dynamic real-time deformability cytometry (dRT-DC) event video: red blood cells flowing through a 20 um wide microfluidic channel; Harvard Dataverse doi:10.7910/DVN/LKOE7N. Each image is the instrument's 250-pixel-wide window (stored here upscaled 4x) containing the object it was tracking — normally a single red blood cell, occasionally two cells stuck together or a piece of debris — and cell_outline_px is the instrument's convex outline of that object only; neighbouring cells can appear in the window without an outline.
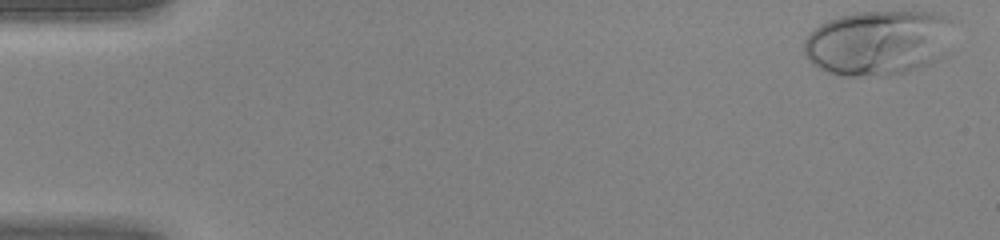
{"species": "human", "species_latin": "Homo sapiens", "temperature_condition": "warm", "stored_images_in_passage": 44, "camera_frame_rate_fps": 3000, "um_per_image_px": 0.085, "donor": {"sex": "female"}, "frame": {"image": 1, "passage_image": 1, "time_ms": 0.0, "image_size_px": [1000, 240], "cell_outline_px": [[956, 20], [940, 56], [932, 64], [924, 68], [888, 76], [840, 76], [828, 72], [812, 64], [808, 60], [804, 52], [804, 40], [820, 24], [828, 20], [840, 16], [856, 12], [936, 12], [948, 16]], "centroid_in_image_um": [74.66, 3.64], "position_along_channel_um": 10.3, "area_um2": 57.11}}
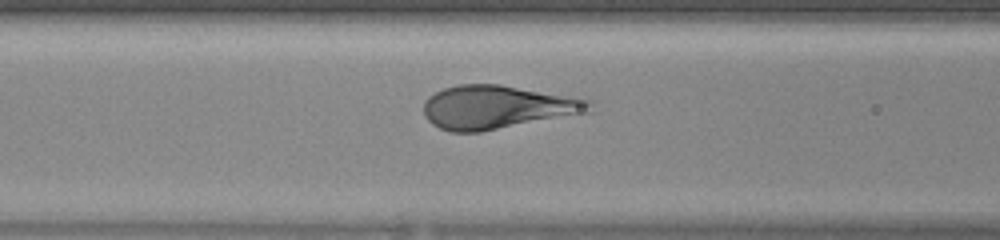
{"frame": {"image": 2, "passage_image": 18, "time_ms": 5.667, "image_size_px": [1000, 240], "cell_outline_px": [[596, 112], [480, 132], [448, 132], [432, 124], [424, 116], [424, 100], [428, 96], [444, 88], [456, 84], [500, 84], [596, 100]], "centroid_in_image_um": [42.38, 9.11], "position_along_channel_um": 124.2, "area_um2": 43.06}}
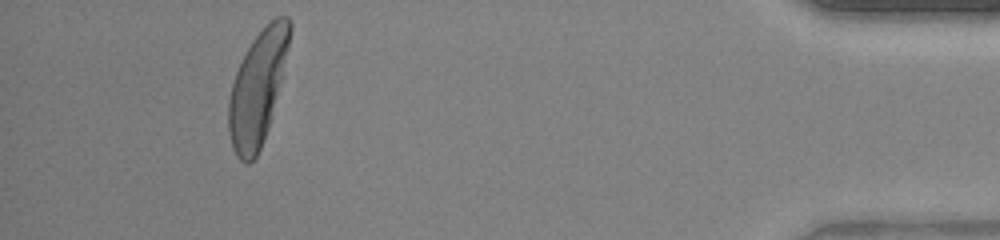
{"frame": {"image": 3, "passage_image": 41, "time_ms": 13.333, "image_size_px": [1000, 240], "cell_outline_px": [[292, 28], [284, 76], [268, 128], [260, 148], [256, 156], [248, 164], [244, 164], [236, 156], [232, 148], [228, 132], [228, 100], [232, 84], [236, 72], [252, 40], [276, 16], [288, 16], [292, 24]], "centroid_in_image_um": [21.92, 7.5], "position_along_channel_um": 413.3, "area_um2": 40.63}}